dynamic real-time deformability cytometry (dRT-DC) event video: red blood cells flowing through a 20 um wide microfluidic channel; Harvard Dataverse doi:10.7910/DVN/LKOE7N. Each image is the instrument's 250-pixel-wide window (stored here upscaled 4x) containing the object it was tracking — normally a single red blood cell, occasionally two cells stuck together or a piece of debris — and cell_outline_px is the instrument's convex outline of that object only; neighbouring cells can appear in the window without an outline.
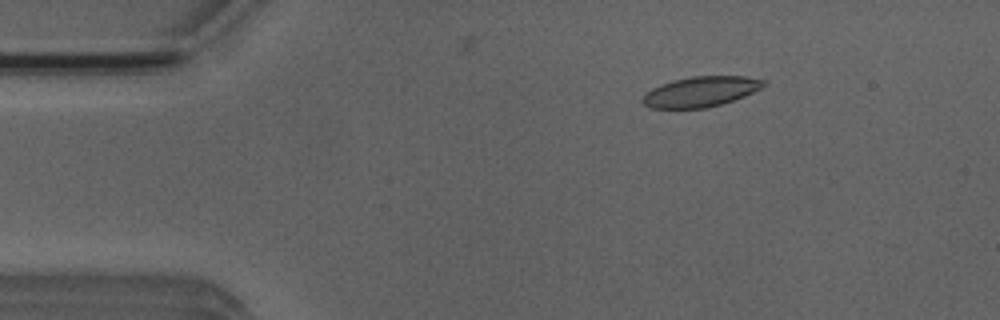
{"species": "Egyptian fruit bat (a non-hibernating species)", "species_latin": "Rousettus aegyptiacus", "temperature_condition": "room temperature", "stored_images_in_passage": 4, "camera_frame_rate_fps": 3000, "um_per_image_px": 0.085, "animal": {"sex": "male"}, "frame": {"image": 1, "passage_image": 2, "time_ms": 1.0, "image_size_px": [1000, 320], "cell_outline_px": [[768, 84], [744, 96], [720, 104], [704, 108], [652, 108], [644, 104], [640, 100], [652, 88], [660, 84], [672, 80], [692, 76], [744, 76], [764, 80]], "centroid_in_image_um": [59.55, 7.78], "position_along_channel_um": 25.5, "area_um2": 21.15}}
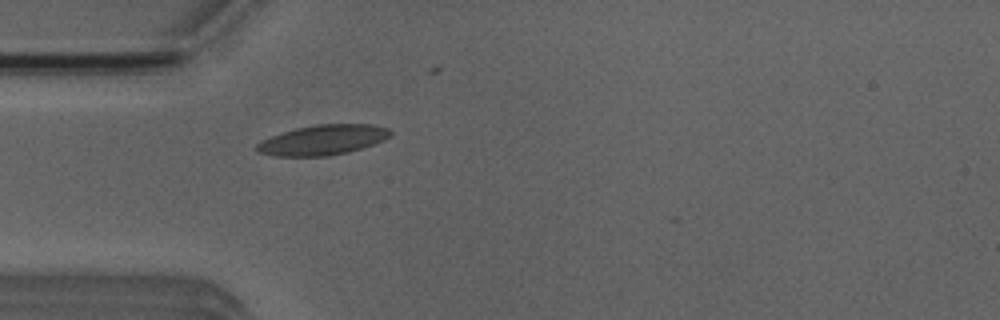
{"frame": {"image": 2, "passage_image": 4, "time_ms": 3.333, "image_size_px": [1000, 320], "cell_outline_px": [[392, 136], [384, 140], [348, 152], [328, 156], [276, 156], [256, 152], [252, 148], [256, 144], [272, 136], [296, 128], [316, 124], [372, 124], [388, 128], [392, 132]], "centroid_in_image_um": [27.43, 11.9], "position_along_channel_um": 57.6, "area_um2": 23.41}}